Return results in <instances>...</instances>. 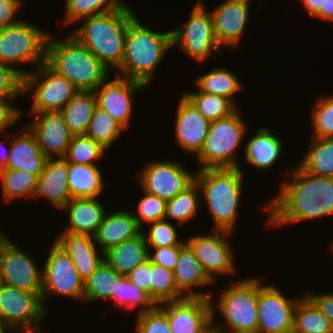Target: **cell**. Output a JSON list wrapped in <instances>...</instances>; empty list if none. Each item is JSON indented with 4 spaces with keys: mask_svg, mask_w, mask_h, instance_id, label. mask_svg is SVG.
Here are the masks:
<instances>
[{
    "mask_svg": "<svg viewBox=\"0 0 333 333\" xmlns=\"http://www.w3.org/2000/svg\"><path fill=\"white\" fill-rule=\"evenodd\" d=\"M242 168H207L195 173V182L212 221L213 229L233 232L243 191Z\"/></svg>",
    "mask_w": 333,
    "mask_h": 333,
    "instance_id": "obj_5",
    "label": "cell"
},
{
    "mask_svg": "<svg viewBox=\"0 0 333 333\" xmlns=\"http://www.w3.org/2000/svg\"><path fill=\"white\" fill-rule=\"evenodd\" d=\"M77 92L70 81L45 63L23 77V94L33 97L28 112L60 111Z\"/></svg>",
    "mask_w": 333,
    "mask_h": 333,
    "instance_id": "obj_9",
    "label": "cell"
},
{
    "mask_svg": "<svg viewBox=\"0 0 333 333\" xmlns=\"http://www.w3.org/2000/svg\"><path fill=\"white\" fill-rule=\"evenodd\" d=\"M68 214V226L63 232L94 236L102 223L106 208L95 198H74L66 203L60 210ZM70 224V225H69Z\"/></svg>",
    "mask_w": 333,
    "mask_h": 333,
    "instance_id": "obj_25",
    "label": "cell"
},
{
    "mask_svg": "<svg viewBox=\"0 0 333 333\" xmlns=\"http://www.w3.org/2000/svg\"><path fill=\"white\" fill-rule=\"evenodd\" d=\"M180 246H168L153 248V254L149 251L148 259L164 268L174 270L178 261Z\"/></svg>",
    "mask_w": 333,
    "mask_h": 333,
    "instance_id": "obj_49",
    "label": "cell"
},
{
    "mask_svg": "<svg viewBox=\"0 0 333 333\" xmlns=\"http://www.w3.org/2000/svg\"><path fill=\"white\" fill-rule=\"evenodd\" d=\"M49 34L46 43L45 64L70 81L78 91L94 92L108 80V68L74 36L58 39Z\"/></svg>",
    "mask_w": 333,
    "mask_h": 333,
    "instance_id": "obj_2",
    "label": "cell"
},
{
    "mask_svg": "<svg viewBox=\"0 0 333 333\" xmlns=\"http://www.w3.org/2000/svg\"><path fill=\"white\" fill-rule=\"evenodd\" d=\"M213 234L196 235L185 239V242L193 250L203 270L215 283V276L221 274H233L235 270L234 252L227 239L230 231L215 230ZM216 233V234H215Z\"/></svg>",
    "mask_w": 333,
    "mask_h": 333,
    "instance_id": "obj_15",
    "label": "cell"
},
{
    "mask_svg": "<svg viewBox=\"0 0 333 333\" xmlns=\"http://www.w3.org/2000/svg\"><path fill=\"white\" fill-rule=\"evenodd\" d=\"M223 290L217 304L212 301L213 329L219 333H257L258 332V277H248L234 281ZM216 306V307H215ZM216 310L222 315L224 325L214 324Z\"/></svg>",
    "mask_w": 333,
    "mask_h": 333,
    "instance_id": "obj_6",
    "label": "cell"
},
{
    "mask_svg": "<svg viewBox=\"0 0 333 333\" xmlns=\"http://www.w3.org/2000/svg\"><path fill=\"white\" fill-rule=\"evenodd\" d=\"M35 115L28 128L35 135L41 151L47 158H63L73 134L59 111L29 112Z\"/></svg>",
    "mask_w": 333,
    "mask_h": 333,
    "instance_id": "obj_19",
    "label": "cell"
},
{
    "mask_svg": "<svg viewBox=\"0 0 333 333\" xmlns=\"http://www.w3.org/2000/svg\"><path fill=\"white\" fill-rule=\"evenodd\" d=\"M63 24L78 22L84 18L124 8L121 0H66Z\"/></svg>",
    "mask_w": 333,
    "mask_h": 333,
    "instance_id": "obj_40",
    "label": "cell"
},
{
    "mask_svg": "<svg viewBox=\"0 0 333 333\" xmlns=\"http://www.w3.org/2000/svg\"><path fill=\"white\" fill-rule=\"evenodd\" d=\"M150 224L147 233L142 230L149 250L157 247L180 246L185 242L179 239L176 227L170 221L163 219Z\"/></svg>",
    "mask_w": 333,
    "mask_h": 333,
    "instance_id": "obj_45",
    "label": "cell"
},
{
    "mask_svg": "<svg viewBox=\"0 0 333 333\" xmlns=\"http://www.w3.org/2000/svg\"><path fill=\"white\" fill-rule=\"evenodd\" d=\"M314 17L333 23V0H323V8Z\"/></svg>",
    "mask_w": 333,
    "mask_h": 333,
    "instance_id": "obj_54",
    "label": "cell"
},
{
    "mask_svg": "<svg viewBox=\"0 0 333 333\" xmlns=\"http://www.w3.org/2000/svg\"><path fill=\"white\" fill-rule=\"evenodd\" d=\"M22 133L10 142L8 164L3 169H13L34 174L37 178L44 170L47 157L41 151L33 132L24 126Z\"/></svg>",
    "mask_w": 333,
    "mask_h": 333,
    "instance_id": "obj_23",
    "label": "cell"
},
{
    "mask_svg": "<svg viewBox=\"0 0 333 333\" xmlns=\"http://www.w3.org/2000/svg\"><path fill=\"white\" fill-rule=\"evenodd\" d=\"M174 272L177 290L187 298H212L210 291L196 292L194 287H202L214 283L203 270L191 247L184 242L180 245L178 261Z\"/></svg>",
    "mask_w": 333,
    "mask_h": 333,
    "instance_id": "obj_22",
    "label": "cell"
},
{
    "mask_svg": "<svg viewBox=\"0 0 333 333\" xmlns=\"http://www.w3.org/2000/svg\"><path fill=\"white\" fill-rule=\"evenodd\" d=\"M311 140L298 165L313 175L333 178V137H311Z\"/></svg>",
    "mask_w": 333,
    "mask_h": 333,
    "instance_id": "obj_33",
    "label": "cell"
},
{
    "mask_svg": "<svg viewBox=\"0 0 333 333\" xmlns=\"http://www.w3.org/2000/svg\"><path fill=\"white\" fill-rule=\"evenodd\" d=\"M142 190L164 201L173 199L195 182V174L174 161H150L138 172Z\"/></svg>",
    "mask_w": 333,
    "mask_h": 333,
    "instance_id": "obj_14",
    "label": "cell"
},
{
    "mask_svg": "<svg viewBox=\"0 0 333 333\" xmlns=\"http://www.w3.org/2000/svg\"><path fill=\"white\" fill-rule=\"evenodd\" d=\"M106 149L86 134L73 135L63 157L67 162L96 165L105 154Z\"/></svg>",
    "mask_w": 333,
    "mask_h": 333,
    "instance_id": "obj_42",
    "label": "cell"
},
{
    "mask_svg": "<svg viewBox=\"0 0 333 333\" xmlns=\"http://www.w3.org/2000/svg\"><path fill=\"white\" fill-rule=\"evenodd\" d=\"M68 162L64 158H48L37 179L34 198H46L57 209L71 200L68 189Z\"/></svg>",
    "mask_w": 333,
    "mask_h": 333,
    "instance_id": "obj_24",
    "label": "cell"
},
{
    "mask_svg": "<svg viewBox=\"0 0 333 333\" xmlns=\"http://www.w3.org/2000/svg\"><path fill=\"white\" fill-rule=\"evenodd\" d=\"M50 247L42 268L43 304L50 293L83 301V281L79 277L73 260L55 241Z\"/></svg>",
    "mask_w": 333,
    "mask_h": 333,
    "instance_id": "obj_13",
    "label": "cell"
},
{
    "mask_svg": "<svg viewBox=\"0 0 333 333\" xmlns=\"http://www.w3.org/2000/svg\"><path fill=\"white\" fill-rule=\"evenodd\" d=\"M21 6L22 0H0V28L16 24L20 21L15 16Z\"/></svg>",
    "mask_w": 333,
    "mask_h": 333,
    "instance_id": "obj_52",
    "label": "cell"
},
{
    "mask_svg": "<svg viewBox=\"0 0 333 333\" xmlns=\"http://www.w3.org/2000/svg\"><path fill=\"white\" fill-rule=\"evenodd\" d=\"M200 194V188L194 182L184 192L167 201L165 219H174L177 221L176 225H182L188 219L192 220V218H195L199 207H201L200 202L202 198Z\"/></svg>",
    "mask_w": 333,
    "mask_h": 333,
    "instance_id": "obj_37",
    "label": "cell"
},
{
    "mask_svg": "<svg viewBox=\"0 0 333 333\" xmlns=\"http://www.w3.org/2000/svg\"><path fill=\"white\" fill-rule=\"evenodd\" d=\"M144 197L139 200L137 205L138 214H133L138 226L144 230L143 223H152L165 219L166 201L154 194L144 191Z\"/></svg>",
    "mask_w": 333,
    "mask_h": 333,
    "instance_id": "obj_46",
    "label": "cell"
},
{
    "mask_svg": "<svg viewBox=\"0 0 333 333\" xmlns=\"http://www.w3.org/2000/svg\"><path fill=\"white\" fill-rule=\"evenodd\" d=\"M54 241L71 257L83 282L104 260L102 255H98L99 252L92 236L62 232Z\"/></svg>",
    "mask_w": 333,
    "mask_h": 333,
    "instance_id": "obj_26",
    "label": "cell"
},
{
    "mask_svg": "<svg viewBox=\"0 0 333 333\" xmlns=\"http://www.w3.org/2000/svg\"><path fill=\"white\" fill-rule=\"evenodd\" d=\"M49 34L39 26L21 20L0 28V63L15 68L24 77L30 71L18 69L14 65L35 64L37 68L44 64Z\"/></svg>",
    "mask_w": 333,
    "mask_h": 333,
    "instance_id": "obj_8",
    "label": "cell"
},
{
    "mask_svg": "<svg viewBox=\"0 0 333 333\" xmlns=\"http://www.w3.org/2000/svg\"><path fill=\"white\" fill-rule=\"evenodd\" d=\"M1 189L4 202L22 197L34 198L37 188V177L34 174L17 171L13 169H2L0 171Z\"/></svg>",
    "mask_w": 333,
    "mask_h": 333,
    "instance_id": "obj_36",
    "label": "cell"
},
{
    "mask_svg": "<svg viewBox=\"0 0 333 333\" xmlns=\"http://www.w3.org/2000/svg\"><path fill=\"white\" fill-rule=\"evenodd\" d=\"M174 137L180 148L198 156L209 132V122L196 107L183 95L176 109Z\"/></svg>",
    "mask_w": 333,
    "mask_h": 333,
    "instance_id": "obj_20",
    "label": "cell"
},
{
    "mask_svg": "<svg viewBox=\"0 0 333 333\" xmlns=\"http://www.w3.org/2000/svg\"><path fill=\"white\" fill-rule=\"evenodd\" d=\"M34 333H41V332H40L39 329H38V330H36Z\"/></svg>",
    "mask_w": 333,
    "mask_h": 333,
    "instance_id": "obj_60",
    "label": "cell"
},
{
    "mask_svg": "<svg viewBox=\"0 0 333 333\" xmlns=\"http://www.w3.org/2000/svg\"><path fill=\"white\" fill-rule=\"evenodd\" d=\"M202 2L196 1L189 21L180 28L171 30L173 47L178 46L182 52L198 62L197 64H203L212 51L220 48L214 34L212 15Z\"/></svg>",
    "mask_w": 333,
    "mask_h": 333,
    "instance_id": "obj_10",
    "label": "cell"
},
{
    "mask_svg": "<svg viewBox=\"0 0 333 333\" xmlns=\"http://www.w3.org/2000/svg\"><path fill=\"white\" fill-rule=\"evenodd\" d=\"M149 249L143 233L104 252V260L122 276L148 259Z\"/></svg>",
    "mask_w": 333,
    "mask_h": 333,
    "instance_id": "obj_29",
    "label": "cell"
},
{
    "mask_svg": "<svg viewBox=\"0 0 333 333\" xmlns=\"http://www.w3.org/2000/svg\"><path fill=\"white\" fill-rule=\"evenodd\" d=\"M307 12V15L315 16L320 8H323V0H299Z\"/></svg>",
    "mask_w": 333,
    "mask_h": 333,
    "instance_id": "obj_55",
    "label": "cell"
},
{
    "mask_svg": "<svg viewBox=\"0 0 333 333\" xmlns=\"http://www.w3.org/2000/svg\"><path fill=\"white\" fill-rule=\"evenodd\" d=\"M238 112L237 109L230 116L211 122L204 146L197 156L200 169L241 168L236 150L248 133V126Z\"/></svg>",
    "mask_w": 333,
    "mask_h": 333,
    "instance_id": "obj_7",
    "label": "cell"
},
{
    "mask_svg": "<svg viewBox=\"0 0 333 333\" xmlns=\"http://www.w3.org/2000/svg\"><path fill=\"white\" fill-rule=\"evenodd\" d=\"M125 277L147 293L150 298L151 261L149 259L136 266Z\"/></svg>",
    "mask_w": 333,
    "mask_h": 333,
    "instance_id": "obj_50",
    "label": "cell"
},
{
    "mask_svg": "<svg viewBox=\"0 0 333 333\" xmlns=\"http://www.w3.org/2000/svg\"><path fill=\"white\" fill-rule=\"evenodd\" d=\"M311 110L313 135L315 138L333 137V95L320 96Z\"/></svg>",
    "mask_w": 333,
    "mask_h": 333,
    "instance_id": "obj_44",
    "label": "cell"
},
{
    "mask_svg": "<svg viewBox=\"0 0 333 333\" xmlns=\"http://www.w3.org/2000/svg\"><path fill=\"white\" fill-rule=\"evenodd\" d=\"M290 173L278 195L265 205L270 225L278 227L333 215L332 177L313 175L297 164Z\"/></svg>",
    "mask_w": 333,
    "mask_h": 333,
    "instance_id": "obj_1",
    "label": "cell"
},
{
    "mask_svg": "<svg viewBox=\"0 0 333 333\" xmlns=\"http://www.w3.org/2000/svg\"><path fill=\"white\" fill-rule=\"evenodd\" d=\"M306 295L314 302L320 312L332 323L333 326V293H312L305 291Z\"/></svg>",
    "mask_w": 333,
    "mask_h": 333,
    "instance_id": "obj_53",
    "label": "cell"
},
{
    "mask_svg": "<svg viewBox=\"0 0 333 333\" xmlns=\"http://www.w3.org/2000/svg\"><path fill=\"white\" fill-rule=\"evenodd\" d=\"M3 285V282H2V277H1V272H0V287Z\"/></svg>",
    "mask_w": 333,
    "mask_h": 333,
    "instance_id": "obj_58",
    "label": "cell"
},
{
    "mask_svg": "<svg viewBox=\"0 0 333 333\" xmlns=\"http://www.w3.org/2000/svg\"><path fill=\"white\" fill-rule=\"evenodd\" d=\"M194 84L201 92L227 98L235 106L233 95L242 89L241 81L235 72L232 73L223 67L214 68L209 73L199 76Z\"/></svg>",
    "mask_w": 333,
    "mask_h": 333,
    "instance_id": "obj_35",
    "label": "cell"
},
{
    "mask_svg": "<svg viewBox=\"0 0 333 333\" xmlns=\"http://www.w3.org/2000/svg\"><path fill=\"white\" fill-rule=\"evenodd\" d=\"M124 129L105 110L96 106L86 135L107 150L120 137Z\"/></svg>",
    "mask_w": 333,
    "mask_h": 333,
    "instance_id": "obj_41",
    "label": "cell"
},
{
    "mask_svg": "<svg viewBox=\"0 0 333 333\" xmlns=\"http://www.w3.org/2000/svg\"><path fill=\"white\" fill-rule=\"evenodd\" d=\"M0 230V272L9 287L42 293L43 269Z\"/></svg>",
    "mask_w": 333,
    "mask_h": 333,
    "instance_id": "obj_12",
    "label": "cell"
},
{
    "mask_svg": "<svg viewBox=\"0 0 333 333\" xmlns=\"http://www.w3.org/2000/svg\"><path fill=\"white\" fill-rule=\"evenodd\" d=\"M197 90L184 92L183 95L209 122L230 116L238 108L227 98L201 92L198 88Z\"/></svg>",
    "mask_w": 333,
    "mask_h": 333,
    "instance_id": "obj_38",
    "label": "cell"
},
{
    "mask_svg": "<svg viewBox=\"0 0 333 333\" xmlns=\"http://www.w3.org/2000/svg\"><path fill=\"white\" fill-rule=\"evenodd\" d=\"M171 48L172 31H153L135 17L127 27L124 58L117 69V76L148 86L153 80L156 68Z\"/></svg>",
    "mask_w": 333,
    "mask_h": 333,
    "instance_id": "obj_4",
    "label": "cell"
},
{
    "mask_svg": "<svg viewBox=\"0 0 333 333\" xmlns=\"http://www.w3.org/2000/svg\"><path fill=\"white\" fill-rule=\"evenodd\" d=\"M208 333H219V332H217L216 330H214V329H212L210 332H208Z\"/></svg>",
    "mask_w": 333,
    "mask_h": 333,
    "instance_id": "obj_59",
    "label": "cell"
},
{
    "mask_svg": "<svg viewBox=\"0 0 333 333\" xmlns=\"http://www.w3.org/2000/svg\"><path fill=\"white\" fill-rule=\"evenodd\" d=\"M132 9L124 8L84 18L82 26L71 35L88 48L109 71L121 66L124 58L126 31L135 18Z\"/></svg>",
    "mask_w": 333,
    "mask_h": 333,
    "instance_id": "obj_3",
    "label": "cell"
},
{
    "mask_svg": "<svg viewBox=\"0 0 333 333\" xmlns=\"http://www.w3.org/2000/svg\"><path fill=\"white\" fill-rule=\"evenodd\" d=\"M292 333H333L332 323L305 293L295 307Z\"/></svg>",
    "mask_w": 333,
    "mask_h": 333,
    "instance_id": "obj_34",
    "label": "cell"
},
{
    "mask_svg": "<svg viewBox=\"0 0 333 333\" xmlns=\"http://www.w3.org/2000/svg\"><path fill=\"white\" fill-rule=\"evenodd\" d=\"M157 306L166 314L171 333H208L213 329L211 298L185 297Z\"/></svg>",
    "mask_w": 333,
    "mask_h": 333,
    "instance_id": "obj_17",
    "label": "cell"
},
{
    "mask_svg": "<svg viewBox=\"0 0 333 333\" xmlns=\"http://www.w3.org/2000/svg\"><path fill=\"white\" fill-rule=\"evenodd\" d=\"M261 282L258 277L257 333H292L299 298H287L278 287Z\"/></svg>",
    "mask_w": 333,
    "mask_h": 333,
    "instance_id": "obj_16",
    "label": "cell"
},
{
    "mask_svg": "<svg viewBox=\"0 0 333 333\" xmlns=\"http://www.w3.org/2000/svg\"><path fill=\"white\" fill-rule=\"evenodd\" d=\"M123 277L103 260L91 276L83 282L84 302L111 300L116 292L117 283Z\"/></svg>",
    "mask_w": 333,
    "mask_h": 333,
    "instance_id": "obj_32",
    "label": "cell"
},
{
    "mask_svg": "<svg viewBox=\"0 0 333 333\" xmlns=\"http://www.w3.org/2000/svg\"><path fill=\"white\" fill-rule=\"evenodd\" d=\"M14 99L0 98V133L14 126L23 114L22 110L11 103Z\"/></svg>",
    "mask_w": 333,
    "mask_h": 333,
    "instance_id": "obj_51",
    "label": "cell"
},
{
    "mask_svg": "<svg viewBox=\"0 0 333 333\" xmlns=\"http://www.w3.org/2000/svg\"><path fill=\"white\" fill-rule=\"evenodd\" d=\"M142 229L138 226L132 212L117 210L106 213L93 238L101 248V253L125 240L138 236Z\"/></svg>",
    "mask_w": 333,
    "mask_h": 333,
    "instance_id": "obj_27",
    "label": "cell"
},
{
    "mask_svg": "<svg viewBox=\"0 0 333 333\" xmlns=\"http://www.w3.org/2000/svg\"><path fill=\"white\" fill-rule=\"evenodd\" d=\"M42 293L21 290L7 285L0 287V320L17 333H34L48 313Z\"/></svg>",
    "mask_w": 333,
    "mask_h": 333,
    "instance_id": "obj_11",
    "label": "cell"
},
{
    "mask_svg": "<svg viewBox=\"0 0 333 333\" xmlns=\"http://www.w3.org/2000/svg\"><path fill=\"white\" fill-rule=\"evenodd\" d=\"M23 95V76L13 67L0 63V98L16 99Z\"/></svg>",
    "mask_w": 333,
    "mask_h": 333,
    "instance_id": "obj_48",
    "label": "cell"
},
{
    "mask_svg": "<svg viewBox=\"0 0 333 333\" xmlns=\"http://www.w3.org/2000/svg\"><path fill=\"white\" fill-rule=\"evenodd\" d=\"M7 331H14L8 324L0 320V333H8Z\"/></svg>",
    "mask_w": 333,
    "mask_h": 333,
    "instance_id": "obj_57",
    "label": "cell"
},
{
    "mask_svg": "<svg viewBox=\"0 0 333 333\" xmlns=\"http://www.w3.org/2000/svg\"><path fill=\"white\" fill-rule=\"evenodd\" d=\"M185 298L175 283L173 270L151 262L150 299L155 305Z\"/></svg>",
    "mask_w": 333,
    "mask_h": 333,
    "instance_id": "obj_39",
    "label": "cell"
},
{
    "mask_svg": "<svg viewBox=\"0 0 333 333\" xmlns=\"http://www.w3.org/2000/svg\"><path fill=\"white\" fill-rule=\"evenodd\" d=\"M270 130L260 128L244 147L245 162L261 170L272 168L282 153L283 141Z\"/></svg>",
    "mask_w": 333,
    "mask_h": 333,
    "instance_id": "obj_28",
    "label": "cell"
},
{
    "mask_svg": "<svg viewBox=\"0 0 333 333\" xmlns=\"http://www.w3.org/2000/svg\"><path fill=\"white\" fill-rule=\"evenodd\" d=\"M136 316L135 333H171L167 316L157 305Z\"/></svg>",
    "mask_w": 333,
    "mask_h": 333,
    "instance_id": "obj_47",
    "label": "cell"
},
{
    "mask_svg": "<svg viewBox=\"0 0 333 333\" xmlns=\"http://www.w3.org/2000/svg\"><path fill=\"white\" fill-rule=\"evenodd\" d=\"M67 176L71 199L95 198L104 191L105 183L98 165L68 162Z\"/></svg>",
    "mask_w": 333,
    "mask_h": 333,
    "instance_id": "obj_30",
    "label": "cell"
},
{
    "mask_svg": "<svg viewBox=\"0 0 333 333\" xmlns=\"http://www.w3.org/2000/svg\"><path fill=\"white\" fill-rule=\"evenodd\" d=\"M249 3V0H226L210 11L219 46L236 48L239 45L248 24Z\"/></svg>",
    "mask_w": 333,
    "mask_h": 333,
    "instance_id": "obj_21",
    "label": "cell"
},
{
    "mask_svg": "<svg viewBox=\"0 0 333 333\" xmlns=\"http://www.w3.org/2000/svg\"><path fill=\"white\" fill-rule=\"evenodd\" d=\"M97 106L94 92L78 91L59 111L73 135L86 134Z\"/></svg>",
    "mask_w": 333,
    "mask_h": 333,
    "instance_id": "obj_31",
    "label": "cell"
},
{
    "mask_svg": "<svg viewBox=\"0 0 333 333\" xmlns=\"http://www.w3.org/2000/svg\"><path fill=\"white\" fill-rule=\"evenodd\" d=\"M111 300L117 305L129 311L139 306V312L143 313L153 309L156 305L149 298L148 294L142 291L137 285L130 282L125 276L117 283L116 292Z\"/></svg>",
    "mask_w": 333,
    "mask_h": 333,
    "instance_id": "obj_43",
    "label": "cell"
},
{
    "mask_svg": "<svg viewBox=\"0 0 333 333\" xmlns=\"http://www.w3.org/2000/svg\"><path fill=\"white\" fill-rule=\"evenodd\" d=\"M3 143L4 142L1 141V145H0V150H1L0 151V171L7 166L8 160H9V155H10V150L8 151L7 147L4 146Z\"/></svg>",
    "mask_w": 333,
    "mask_h": 333,
    "instance_id": "obj_56",
    "label": "cell"
},
{
    "mask_svg": "<svg viewBox=\"0 0 333 333\" xmlns=\"http://www.w3.org/2000/svg\"><path fill=\"white\" fill-rule=\"evenodd\" d=\"M145 88L146 85L141 82L120 76L109 82L104 80L94 91L97 106L126 128L134 110V93Z\"/></svg>",
    "mask_w": 333,
    "mask_h": 333,
    "instance_id": "obj_18",
    "label": "cell"
}]
</instances>
